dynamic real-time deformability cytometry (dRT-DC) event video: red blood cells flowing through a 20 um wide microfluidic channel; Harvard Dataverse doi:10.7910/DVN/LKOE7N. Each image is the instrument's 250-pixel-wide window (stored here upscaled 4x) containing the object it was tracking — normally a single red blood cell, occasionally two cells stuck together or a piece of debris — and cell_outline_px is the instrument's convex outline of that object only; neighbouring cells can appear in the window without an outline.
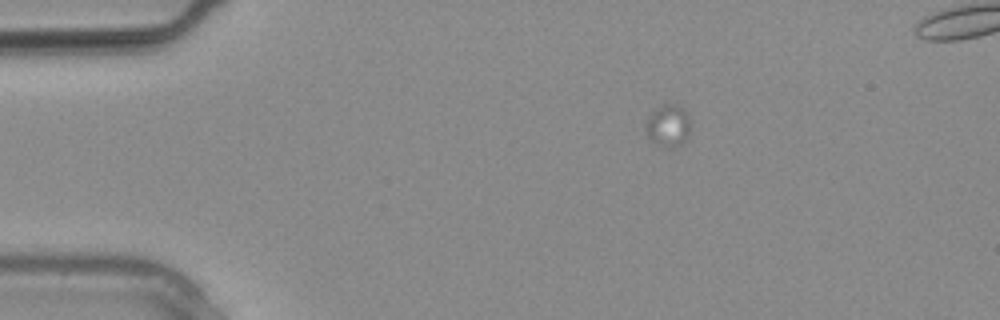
{"species": "common noctule bat (a hibernating species)", "species_latin": "Nyctalus noctula", "temperature_condition": "warm", "stored_images_in_passage": 3, "camera_frame_rate_fps": 3000, "um_per_image_px": 0.085, "animal": {"sex": "male", "body_mass_g": 20.4}, "frame": {"image": 1, "passage_image": 3, "time_ms": 0.667, "image_size_px": [1000, 320], "cell_outline_px": [[688, 140], [680, 144], [668, 148], [652, 140], [648, 136], [644, 128], [644, 124], [652, 112], [656, 108], [664, 104], [676, 104], [684, 108], [688, 116]], "centroid_in_image_um": [56.78, 10.66], "position_along_channel_um": 28.2, "area_um2": 10.81}}